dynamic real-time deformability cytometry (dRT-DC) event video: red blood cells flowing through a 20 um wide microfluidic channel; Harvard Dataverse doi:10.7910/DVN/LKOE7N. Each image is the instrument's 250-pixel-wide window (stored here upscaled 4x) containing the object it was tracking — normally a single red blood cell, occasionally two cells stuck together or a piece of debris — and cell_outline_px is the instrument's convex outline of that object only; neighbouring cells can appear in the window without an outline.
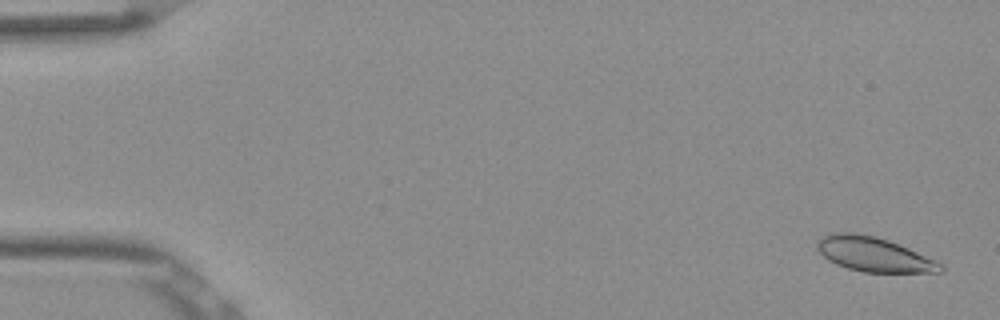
{"species": "Egyptian fruit bat (a non-hibernating species)", "species_latin": "Rousettus aegyptiacus", "temperature_condition": "room temperature", "stored_images_in_passage": 53, "camera_frame_rate_fps": 3000, "um_per_image_px": 0.085, "frame": {"image": 1, "passage_image": 2, "time_ms": 0.333, "image_size_px": [1000, 320], "cell_outline_px": [[944, 268], [940, 272], [864, 272], [848, 268], [836, 264], [828, 260], [816, 248], [816, 244], [820, 236], [832, 232], [852, 232], [876, 236], [888, 240], [908, 248], [936, 260], [944, 264]], "centroid_in_image_um": [74.25, 21.6], "position_along_channel_um": 10.8, "area_um2": 24.85}}
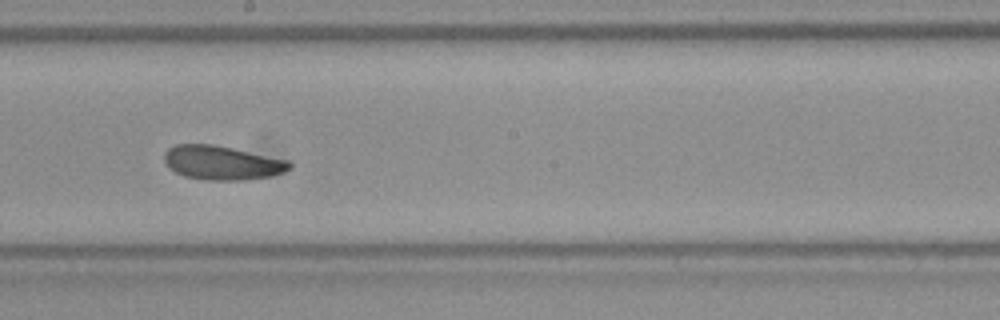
{"frame": {"image": 2, "passage_image": 30, "time_ms": 9.667, "image_size_px": [1000, 320], "cell_outline_px": [[292, 168], [284, 172], [268, 176], [244, 180], [208, 180], [184, 176], [176, 172], [164, 160], [164, 152], [168, 148], [176, 144], [212, 144], [232, 148], [288, 160], [292, 164]], "centroid_in_image_um": [18.88, 13.83], "position_along_channel_um": 229.3, "area_um2": 24.62}}
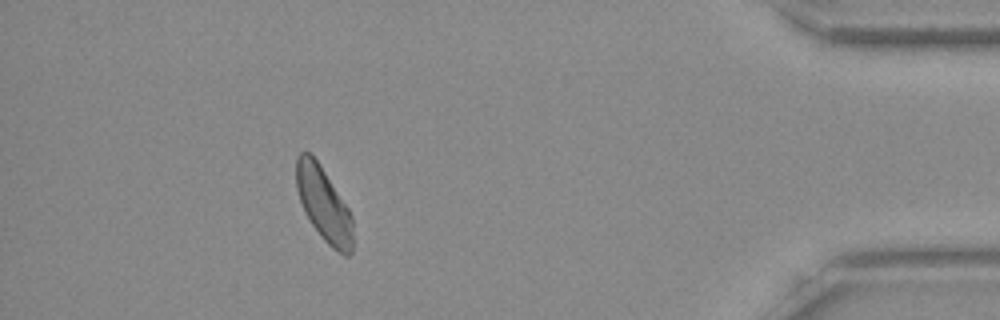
{"frame": {"image": 3, "passage_image": 48, "time_ms": 15.667, "image_size_px": [1000, 320], "cell_outline_px": [[352, 252], [348, 256], [344, 256], [332, 248], [320, 236], [304, 212], [296, 188], [296, 156], [300, 152], [312, 152], [320, 164], [348, 208], [352, 216]], "centroid_in_image_um": [27.5, 17.34], "position_along_channel_um": 407.7, "area_um2": 24.51}, "authors_computed_cell_mechanics": {"area_um2": 24.854, "velocity_mm_per_s": 3.8226, "shape_relaxation_time_tau1_ms": 6.0305, "shape_relaxation_time_tau2_ms": 3.7299, "deformation_change_tau1": 0.1094, "deformation_change_tau2": 0.0888}}